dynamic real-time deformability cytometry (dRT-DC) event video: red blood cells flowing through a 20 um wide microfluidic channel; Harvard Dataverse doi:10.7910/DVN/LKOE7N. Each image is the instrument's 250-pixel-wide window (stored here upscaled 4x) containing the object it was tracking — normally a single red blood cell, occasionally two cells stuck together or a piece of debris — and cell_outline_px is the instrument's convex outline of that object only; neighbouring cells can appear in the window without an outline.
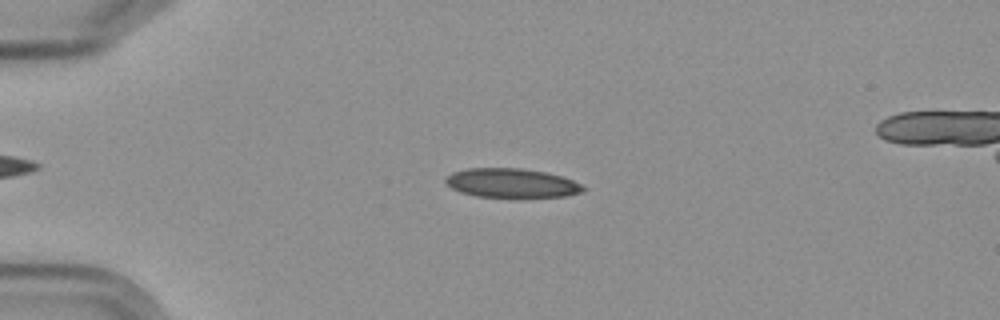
{"species": "Egyptian fruit bat (a non-hibernating species)", "species_latin": "Rousettus aegyptiacus", "temperature_condition": "cold", "stored_images_in_passage": 3, "camera_frame_rate_fps": 3000, "um_per_image_px": 0.085, "frame": {"image": 1, "passage_image": 2, "time_ms": 1.333, "image_size_px": [1000, 320], "cell_outline_px": [[588, 188], [584, 192], [564, 196], [524, 200], [512, 200], [476, 196], [460, 192], [452, 188], [444, 180], [452, 172], [468, 168], [520, 168], [544, 172], [560, 176], [572, 180]], "centroid_in_image_um": [43.53, 15.62], "position_along_channel_um": 41.5, "area_um2": 24.39}}